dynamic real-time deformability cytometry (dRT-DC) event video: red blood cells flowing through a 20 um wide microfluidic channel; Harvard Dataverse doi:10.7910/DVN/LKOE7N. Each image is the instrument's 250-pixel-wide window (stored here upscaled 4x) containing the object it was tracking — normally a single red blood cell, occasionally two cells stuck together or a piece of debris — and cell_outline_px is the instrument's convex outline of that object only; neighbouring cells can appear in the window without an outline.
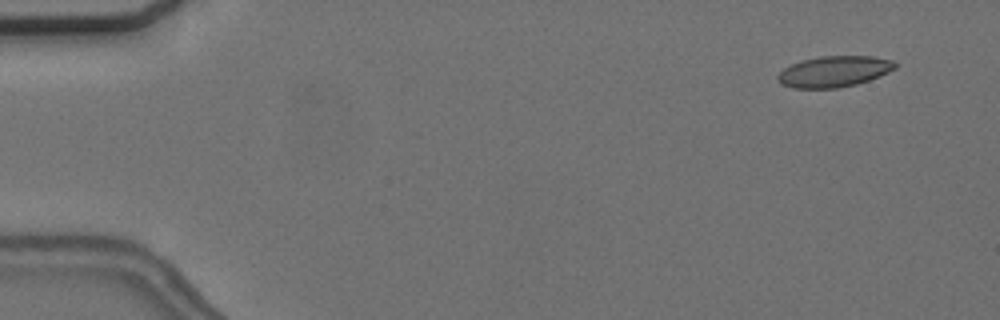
{"species": "common noctule bat (a hibernating species)", "species_latin": "Nyctalus noctula", "temperature_condition": "cold", "stored_images_in_passage": 6, "camera_frame_rate_fps": 3000, "um_per_image_px": 0.085, "animal": {"sex": "female", "body_mass_g": 24.6, "forearm_length_mm": 56.2}, "frame": {"image": 1, "passage_image": 4, "time_ms": 1.0, "image_size_px": [1000, 320], "cell_outline_px": [[896, 68], [888, 72], [868, 80], [856, 84], [836, 88], [792, 88], [780, 84], [776, 80], [776, 76], [784, 68], [800, 60], [820, 56], [872, 56], [892, 60], [896, 64]], "centroid_in_image_um": [70.85, 6.08], "position_along_channel_um": 14.2, "area_um2": 21.21}}